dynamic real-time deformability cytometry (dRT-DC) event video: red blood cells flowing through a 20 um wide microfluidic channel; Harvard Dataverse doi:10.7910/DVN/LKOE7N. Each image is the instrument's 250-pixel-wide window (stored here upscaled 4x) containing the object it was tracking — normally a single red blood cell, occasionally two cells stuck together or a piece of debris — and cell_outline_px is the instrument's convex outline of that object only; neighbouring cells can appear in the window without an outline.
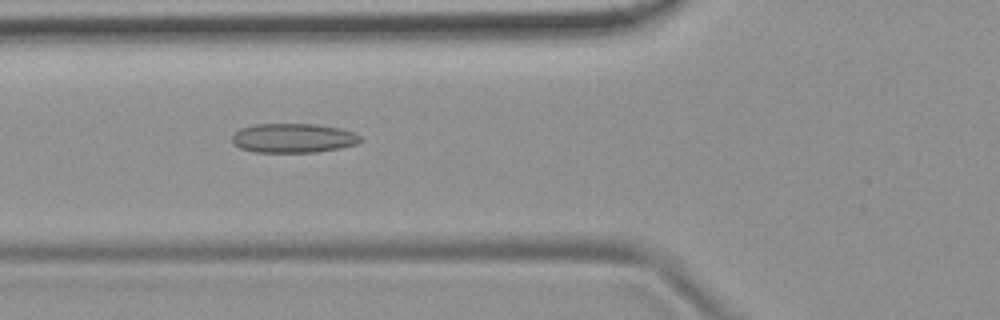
{"species": "common noctule bat (a hibernating species)", "species_latin": "Nyctalus noctula", "temperature_condition": "room temperature", "stored_images_in_passage": 53, "camera_frame_rate_fps": 3000, "um_per_image_px": 0.085, "animal": {"sex": "female", "body_mass_g": 19.9}, "frame": {"image": 1, "passage_image": 20, "time_ms": 6.333, "image_size_px": [1000, 320], "cell_outline_px": [[360, 140], [356, 144], [340, 148], [316, 152], [256, 152], [240, 148], [232, 140], [232, 136], [240, 128], [256, 124], [316, 124], [340, 128], [352, 132], [360, 136]], "centroid_in_image_um": [24.92, 11.73], "position_along_channel_um": 100.9, "area_um2": 21.73}}
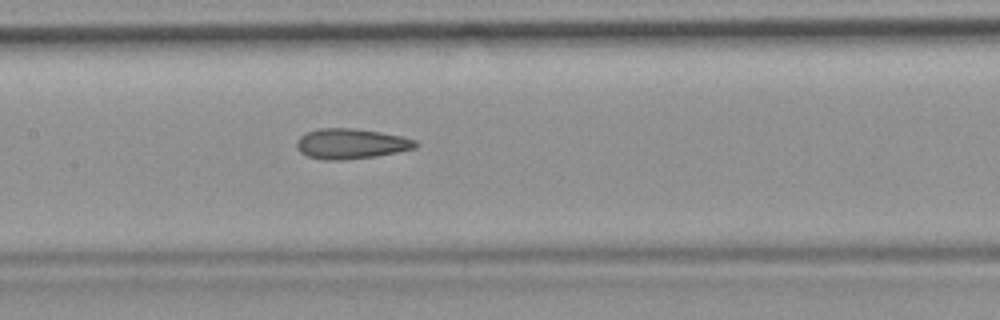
{"frame": {"image": 2, "passage_image": 26, "time_ms": 8.333, "image_size_px": [1000, 320], "cell_outline_px": [[416, 148], [376, 156], [344, 160], [324, 160], [308, 156], [300, 152], [296, 148], [296, 140], [300, 136], [308, 132], [320, 128], [352, 128], [380, 132], [404, 136], [416, 140]], "centroid_in_image_um": [29.82, 12.22], "position_along_channel_um": 177.6, "area_um2": 20.98}}
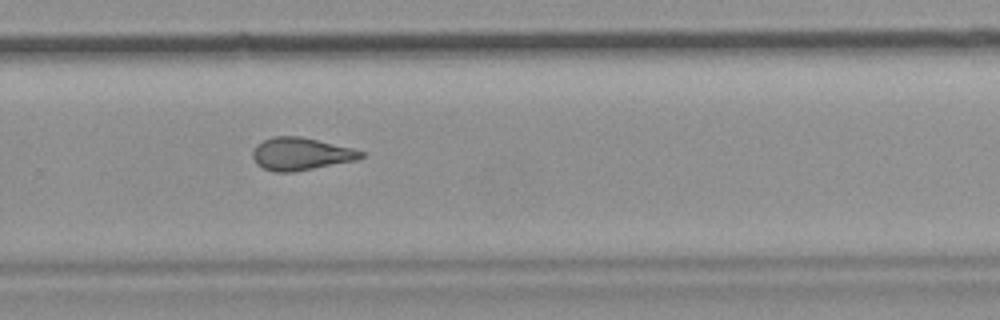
{"frame": {"image": 3, "passage_image": 36, "time_ms": 11.667, "image_size_px": [1000, 320], "cell_outline_px": [[364, 156], [356, 160], [292, 172], [272, 172], [256, 164], [252, 156], [252, 152], [256, 144], [272, 136], [300, 136], [352, 148], [364, 152]], "centroid_in_image_um": [25.53, 13.08], "position_along_channel_um": 304.3, "area_um2": 20.46}, "authors_computed_cell_mechanics": {"area_um2": 21.3282, "velocity_mm_per_s": 3.824, "shape_relaxation_time_tau1_ms": null, "shape_relaxation_time_tau2_ms": 2.8996, "deformation_change_tau1": null, "deformation_change_tau2": 0.1264}}